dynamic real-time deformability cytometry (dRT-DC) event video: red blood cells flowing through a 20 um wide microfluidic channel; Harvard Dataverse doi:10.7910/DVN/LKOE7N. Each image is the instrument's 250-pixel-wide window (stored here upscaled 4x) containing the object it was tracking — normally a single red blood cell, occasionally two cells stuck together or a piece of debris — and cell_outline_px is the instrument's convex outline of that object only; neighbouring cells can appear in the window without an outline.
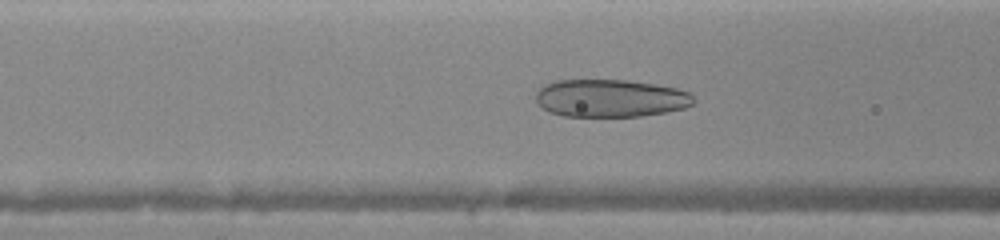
{"species": "human", "species_latin": "Homo sapiens", "temperature_condition": "warm", "stored_images_in_passage": 12, "camera_frame_rate_fps": 3000, "um_per_image_px": 0.085, "donor": {"sex": "female"}, "frame": {"image": 1, "passage_image": 5, "time_ms": 1.0, "image_size_px": [1000, 240], "cell_outline_px": [[696, 100], [692, 104], [684, 108], [664, 112], [640, 116], [564, 116], [548, 112], [536, 104], [536, 92], [544, 84], [556, 80], [628, 80], [656, 84], [676, 88], [692, 92]], "centroid_in_image_um": [51.88, 8.34], "position_along_channel_um": 114.7, "area_um2": 34.97}}
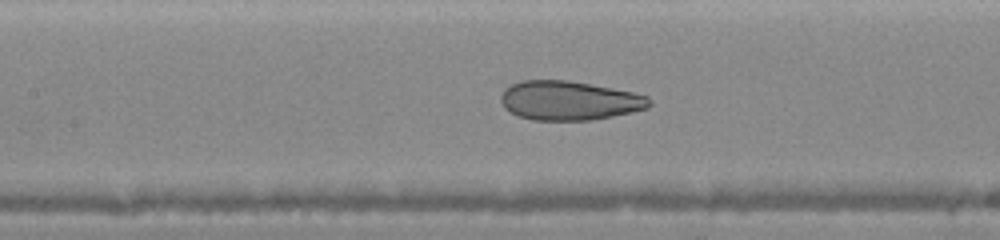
{"frame": {"image": 2, "passage_image": 9, "time_ms": 2.0, "image_size_px": [1000, 240], "cell_outline_px": [[652, 104], [648, 108], [632, 112], [592, 120], [532, 120], [516, 116], [504, 108], [500, 100], [500, 96], [504, 88], [520, 80], [568, 80], [632, 92], [648, 96], [652, 100]], "centroid_in_image_um": [48.35, 8.55], "position_along_channel_um": 159.0, "area_um2": 34.1}}
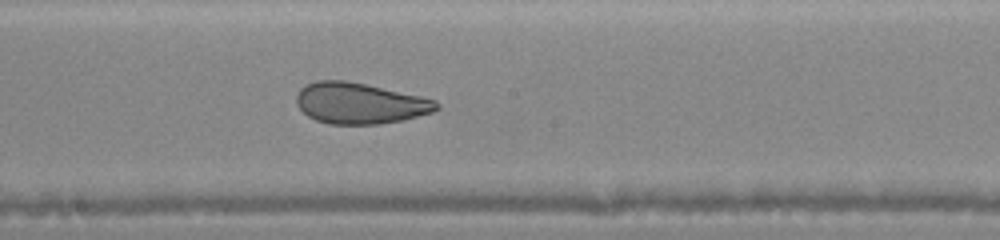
{"frame": {"image": 3, "passage_image": 12, "time_ms": 3.333, "image_size_px": [1000, 240], "cell_outline_px": [[440, 108], [432, 112], [404, 120], [380, 124], [332, 124], [316, 120], [308, 116], [296, 104], [296, 96], [300, 88], [316, 80], [344, 80], [364, 84], [420, 96], [436, 100], [440, 104]], "centroid_in_image_um": [30.59, 8.78], "position_along_channel_um": 217.6, "area_um2": 33.35}}